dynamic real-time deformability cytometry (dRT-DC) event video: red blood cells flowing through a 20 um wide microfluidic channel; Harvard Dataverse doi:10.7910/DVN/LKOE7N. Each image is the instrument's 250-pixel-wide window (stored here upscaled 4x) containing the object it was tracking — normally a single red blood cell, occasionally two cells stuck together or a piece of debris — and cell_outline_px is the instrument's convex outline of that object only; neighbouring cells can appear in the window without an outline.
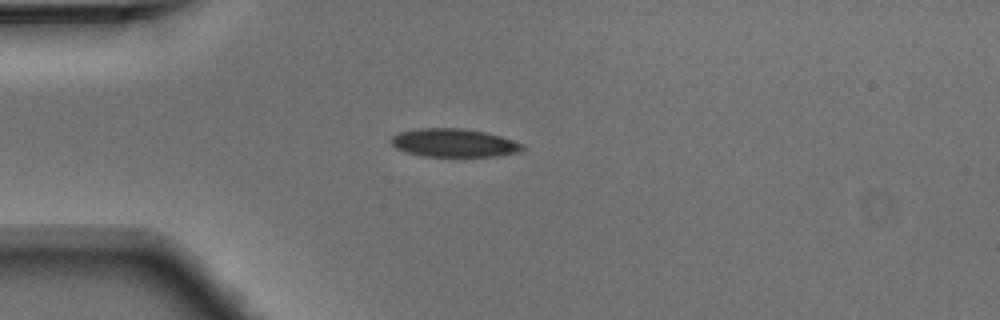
{"species": "Egyptian fruit bat (a non-hibernating species)", "species_latin": "Rousettus aegyptiacus", "temperature_condition": "warm", "stored_images_in_passage": 5, "camera_frame_rate_fps": 3000, "um_per_image_px": 0.085, "animal": {"sex": "male"}, "frame": {"image": 1, "passage_image": 1, "time_ms": 0.0, "image_size_px": [1000, 320], "cell_outline_px": [[524, 148], [520, 152], [496, 156], [424, 156], [408, 152], [396, 148], [388, 140], [392, 136], [400, 132], [416, 128], [460, 128], [484, 132], [500, 136], [524, 144]], "centroid_in_image_um": [38.57, 12.14], "position_along_channel_um": 46.4, "area_um2": 21.56}}